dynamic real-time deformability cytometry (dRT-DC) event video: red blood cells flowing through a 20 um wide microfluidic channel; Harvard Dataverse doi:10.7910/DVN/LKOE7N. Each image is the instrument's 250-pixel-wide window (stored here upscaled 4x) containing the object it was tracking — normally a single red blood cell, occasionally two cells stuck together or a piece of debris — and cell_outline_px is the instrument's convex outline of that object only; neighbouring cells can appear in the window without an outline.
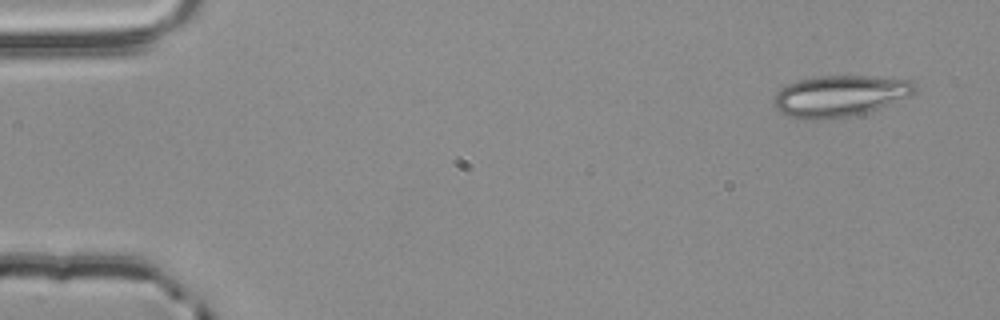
{"species": "common noctule bat (a hibernating species)", "species_latin": "Nyctalus noctula", "temperature_condition": "room temperature", "stored_images_in_passage": 4, "camera_frame_rate_fps": 3000, "um_per_image_px": 0.085, "animal": {"sex": "male", "body_mass_g": 20.4}, "frame": {"image": 1, "passage_image": 1, "time_ms": 0.0, "image_size_px": [1000, 320], "cell_outline_px": [[916, 92], [908, 96], [868, 112], [852, 116], [824, 120], [820, 120], [788, 116], [780, 112], [772, 104], [772, 100], [776, 92], [780, 88], [788, 84], [800, 80], [816, 76], [868, 76], [912, 80], [916, 84]], "centroid_in_image_um": [71.36, 8.15], "position_along_channel_um": 13.6, "area_um2": 33.93}}